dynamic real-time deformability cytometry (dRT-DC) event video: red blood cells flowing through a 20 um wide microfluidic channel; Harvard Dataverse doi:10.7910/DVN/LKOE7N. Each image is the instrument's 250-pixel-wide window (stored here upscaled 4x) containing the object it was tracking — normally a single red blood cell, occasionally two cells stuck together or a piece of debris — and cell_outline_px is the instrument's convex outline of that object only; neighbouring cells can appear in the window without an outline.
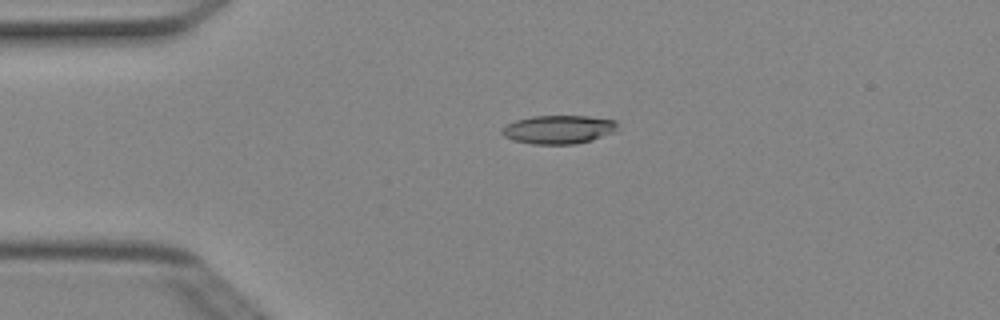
{"species": "Egyptian fruit bat (a non-hibernating species)", "species_latin": "Rousettus aegyptiacus", "temperature_condition": "cold", "stored_images_in_passage": 5, "camera_frame_rate_fps": 3000, "um_per_image_px": 0.085, "animal": {"sex": "female"}, "frame": {"image": 1, "passage_image": 4, "time_ms": 1.0, "image_size_px": [1000, 320], "cell_outline_px": [[616, 132], [592, 140], [576, 144], [532, 144], [512, 140], [504, 136], [500, 132], [508, 124], [516, 120], [532, 116], [588, 116], [616, 120]], "centroid_in_image_um": [47.49, 11.01], "position_along_channel_um": 37.5, "area_um2": 19.25}}